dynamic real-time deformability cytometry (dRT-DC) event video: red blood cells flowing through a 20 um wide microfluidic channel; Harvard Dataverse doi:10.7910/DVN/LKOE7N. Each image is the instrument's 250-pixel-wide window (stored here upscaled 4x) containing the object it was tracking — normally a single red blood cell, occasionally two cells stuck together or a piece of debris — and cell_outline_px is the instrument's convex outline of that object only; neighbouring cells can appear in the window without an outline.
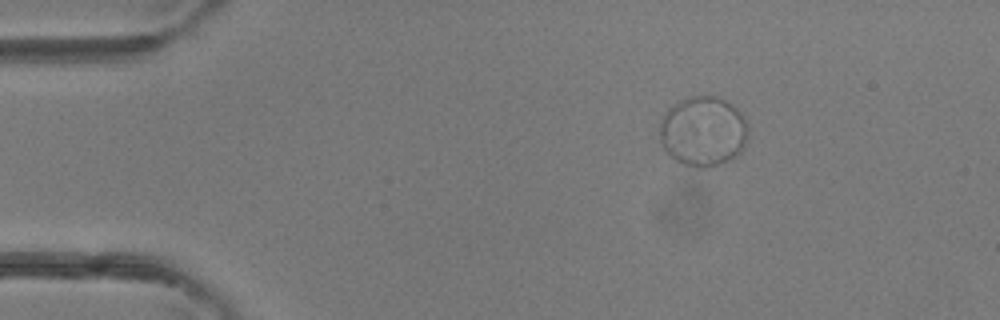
{"species": "common noctule bat (a hibernating species)", "species_latin": "Nyctalus noctula", "temperature_condition": "room temperature", "stored_images_in_passage": 48, "camera_frame_rate_fps": 3000, "um_per_image_px": 0.085, "animal": {"sex": "female"}, "frame": {"image": 1, "passage_image": 8, "time_ms": 2.333, "image_size_px": [1000, 320], "cell_outline_px": [[748, 140], [744, 148], [732, 160], [708, 168], [696, 168], [684, 164], [676, 160], [664, 148], [660, 140], [660, 124], [664, 112], [668, 108], [688, 96], [712, 96], [724, 100], [736, 108], [744, 116], [748, 124]], "centroid_in_image_um": [59.79, 11.18], "position_along_channel_um": 25.2, "area_um2": 36.36}}
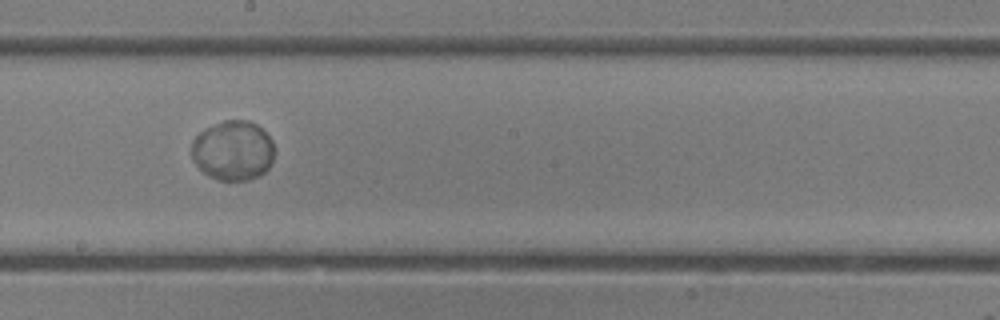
{"frame": {"image": 2, "passage_image": 27, "time_ms": 8.667, "image_size_px": [1000, 320], "cell_outline_px": [[276, 152], [268, 168], [260, 176], [248, 180], [216, 180], [208, 176], [192, 160], [192, 140], [204, 128], [224, 120], [248, 120], [256, 124], [272, 140], [276, 148]], "centroid_in_image_um": [19.81, 12.8], "position_along_channel_um": 228.4, "area_um2": 29.13}}
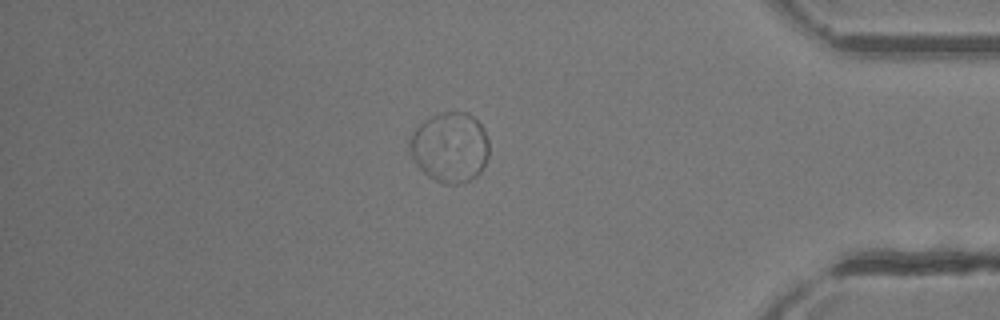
{"frame": {"image": 3, "passage_image": 41, "time_ms": 13.333, "image_size_px": [1000, 320], "cell_outline_px": [[488, 156], [480, 172], [476, 176], [468, 180], [456, 184], [444, 184], [428, 176], [416, 164], [412, 156], [408, 144], [408, 140], [416, 128], [424, 120], [440, 112], [468, 112], [484, 128], [488, 140]], "centroid_in_image_um": [38.24, 12.5], "position_along_channel_um": 397.0, "area_um2": 32.31}}